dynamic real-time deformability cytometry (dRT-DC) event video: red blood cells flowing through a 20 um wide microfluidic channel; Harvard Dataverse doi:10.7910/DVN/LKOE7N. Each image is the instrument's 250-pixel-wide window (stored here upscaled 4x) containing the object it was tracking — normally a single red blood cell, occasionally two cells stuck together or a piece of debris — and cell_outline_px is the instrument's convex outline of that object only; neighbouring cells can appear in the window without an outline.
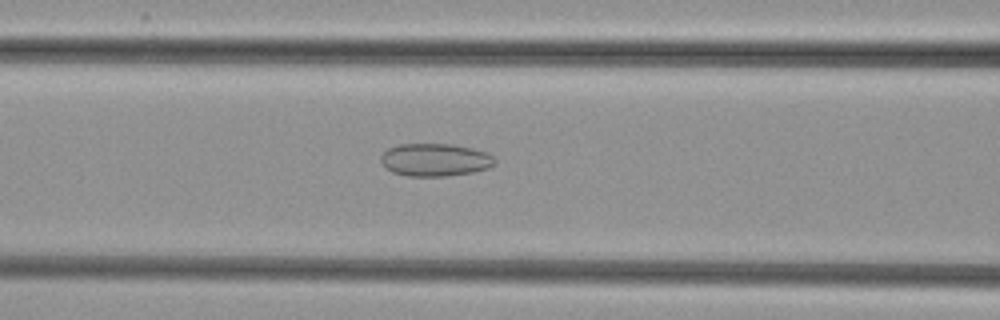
{"species": "common noctule bat (a hibernating species)", "species_latin": "Nyctalus noctula", "temperature_condition": "cold", "stored_images_in_passage": 53, "camera_frame_rate_fps": 3000, "um_per_image_px": 0.085, "animal": {"sex": "female", "body_mass_g": 29.2, "forearm_length_mm": 56.3}, "frame": {"image": 1, "passage_image": 23, "time_ms": 7.333, "image_size_px": [1000, 320], "cell_outline_px": [[496, 164], [488, 168], [472, 172], [448, 176], [408, 176], [392, 172], [384, 168], [380, 160], [380, 156], [388, 148], [400, 144], [452, 144], [472, 148], [488, 152], [496, 160]], "centroid_in_image_um": [36.98, 13.59], "position_along_channel_um": 129.6, "area_um2": 21.96}}
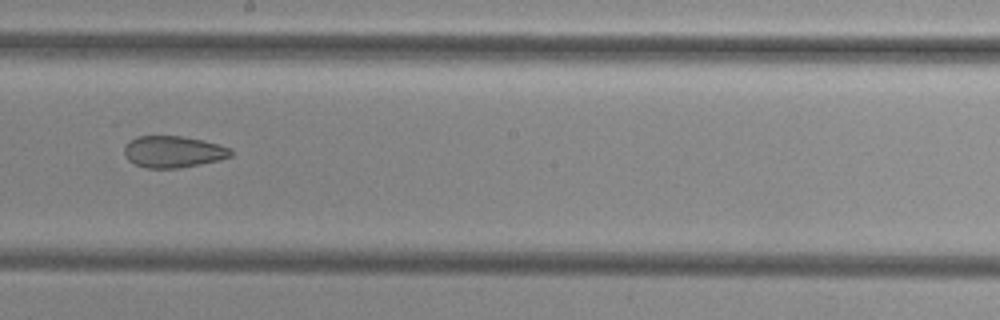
{"frame": {"image": 2, "passage_image": 31, "time_ms": 10.0, "image_size_px": [1000, 320], "cell_outline_px": [[232, 156], [220, 160], [180, 168], [144, 168], [128, 160], [124, 152], [124, 144], [128, 140], [136, 136], [184, 136], [204, 140], [232, 148]], "centroid_in_image_um": [14.72, 12.89], "position_along_channel_um": 233.5, "area_um2": 19.94}}
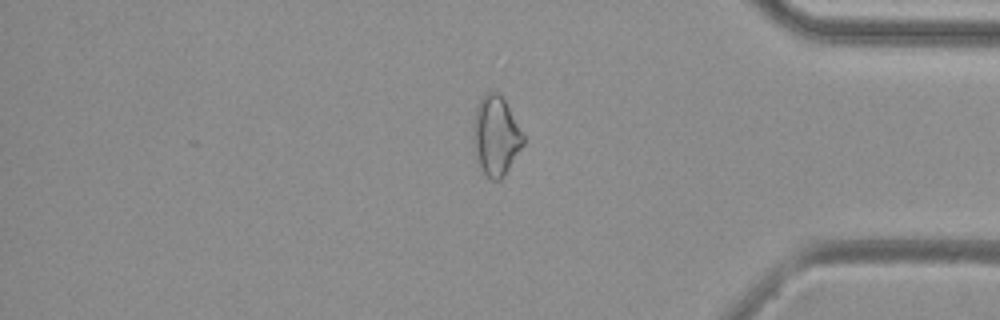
{"frame": {"image": 3, "passage_image": 45, "time_ms": 14.667, "image_size_px": [1000, 320], "cell_outline_px": [[524, 144], [504, 176], [500, 180], [492, 180], [484, 172], [476, 156], [472, 140], [472, 120], [476, 104], [484, 92], [500, 92], [524, 136]], "centroid_in_image_um": [42.11, 11.5], "position_along_channel_um": 393.1, "area_um2": 23.29}}